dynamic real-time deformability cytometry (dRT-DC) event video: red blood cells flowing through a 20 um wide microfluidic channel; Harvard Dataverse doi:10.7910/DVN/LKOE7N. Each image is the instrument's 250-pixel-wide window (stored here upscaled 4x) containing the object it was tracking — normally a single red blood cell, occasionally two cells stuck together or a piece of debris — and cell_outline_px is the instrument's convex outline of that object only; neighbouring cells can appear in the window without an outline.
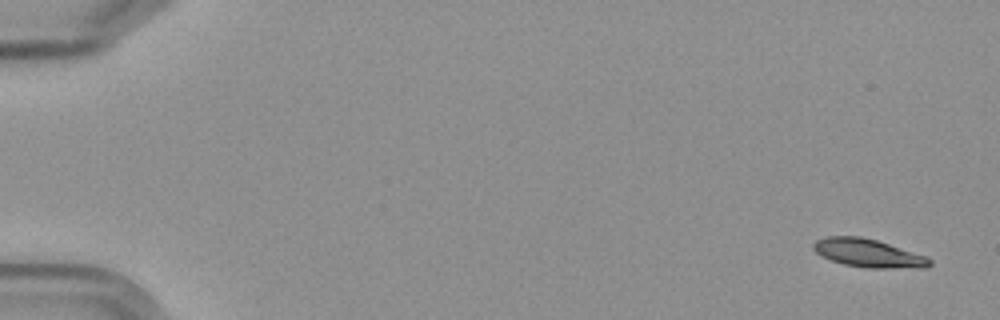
{"species": "Egyptian fruit bat (a non-hibernating species)", "species_latin": "Rousettus aegyptiacus", "temperature_condition": "cold", "stored_images_in_passage": 6, "camera_frame_rate_fps": 3000, "um_per_image_px": 0.085, "frame": {"image": 1, "passage_image": 1, "time_ms": 0.0, "image_size_px": [1000, 320], "cell_outline_px": [[932, 264], [924, 268], [864, 268], [844, 264], [820, 256], [812, 248], [812, 244], [816, 240], [828, 236], [860, 236], [876, 240], [928, 256], [932, 260]], "centroid_in_image_um": [73.82, 21.52], "position_along_channel_um": 11.2, "area_um2": 19.31}}
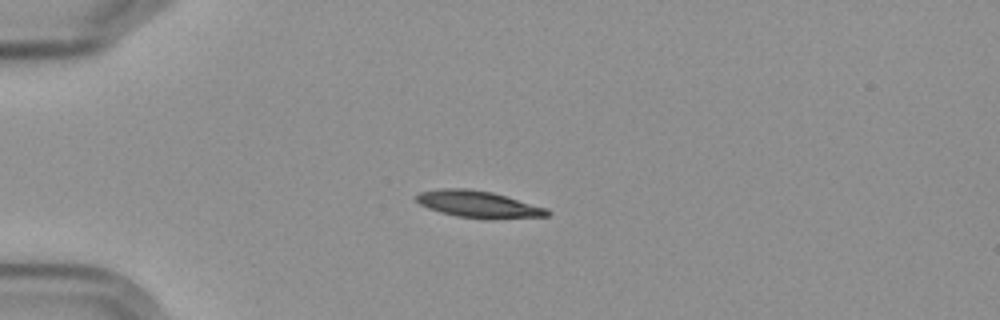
{"frame": {"image": 2, "passage_image": 4, "time_ms": 4.333, "image_size_px": [1000, 320], "cell_outline_px": [[552, 212], [548, 216], [484, 220], [456, 216], [440, 212], [428, 208], [420, 204], [416, 200], [416, 196], [420, 192], [440, 188], [468, 188], [492, 192], [548, 208]], "centroid_in_image_um": [40.69, 17.37], "position_along_channel_um": 44.3, "area_um2": 20.75}}
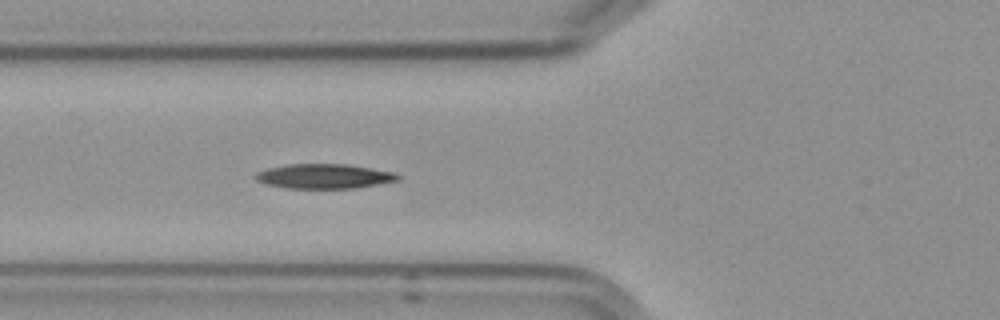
{"frame": {"image": 3, "passage_image": 6, "time_ms": 6.667, "image_size_px": [1000, 320], "cell_outline_px": [[400, 180], [356, 188], [284, 188], [268, 184], [256, 180], [252, 176], [256, 172], [268, 168], [288, 164], [348, 164], [396, 172], [400, 176]], "centroid_in_image_um": [27.56, 14.98], "position_along_channel_um": 98.2, "area_um2": 20.58}}